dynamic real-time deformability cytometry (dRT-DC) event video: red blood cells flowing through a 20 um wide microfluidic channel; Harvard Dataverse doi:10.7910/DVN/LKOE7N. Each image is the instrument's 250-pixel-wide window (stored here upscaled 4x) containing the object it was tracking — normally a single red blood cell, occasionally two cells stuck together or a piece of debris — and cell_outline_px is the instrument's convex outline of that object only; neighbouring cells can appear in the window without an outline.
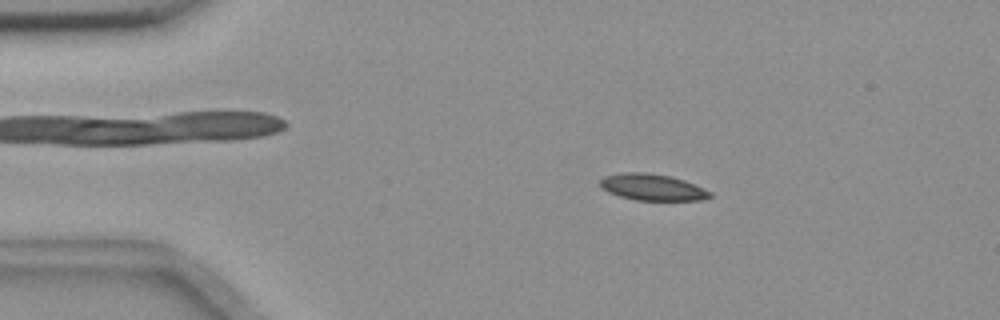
{"species": "common noctule bat (a hibernating species)", "species_latin": "Nyctalus noctula", "temperature_condition": "room temperature", "stored_images_in_passage": 49, "camera_frame_rate_fps": 3000, "um_per_image_px": 0.085, "animal": {"sex": "female", "body_mass_g": 18.4}, "frame": {"image": 1, "passage_image": 3, "time_ms": 0.667, "image_size_px": [1000, 320], "cell_outline_px": [[712, 196], [700, 200], [636, 200], [620, 196], [608, 192], [600, 188], [600, 180], [604, 176], [624, 172], [644, 172], [668, 176], [684, 180], [704, 188], [712, 192]], "centroid_in_image_um": [55.43, 15.91], "position_along_channel_um": 29.6, "area_um2": 16.88}}
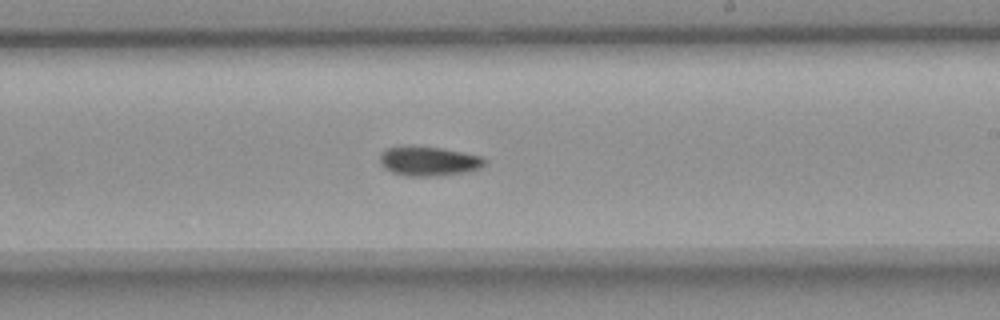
{"frame": {"image": 2, "passage_image": 26, "time_ms": 8.333, "image_size_px": [1000, 320], "cell_outline_px": [[488, 160], [480, 168], [464, 172], [432, 176], [408, 176], [392, 172], [384, 168], [380, 164], [380, 152], [388, 148], [440, 148], [484, 156]], "centroid_in_image_um": [36.47, 13.72], "position_along_channel_um": 252.5, "area_um2": 17.46}}
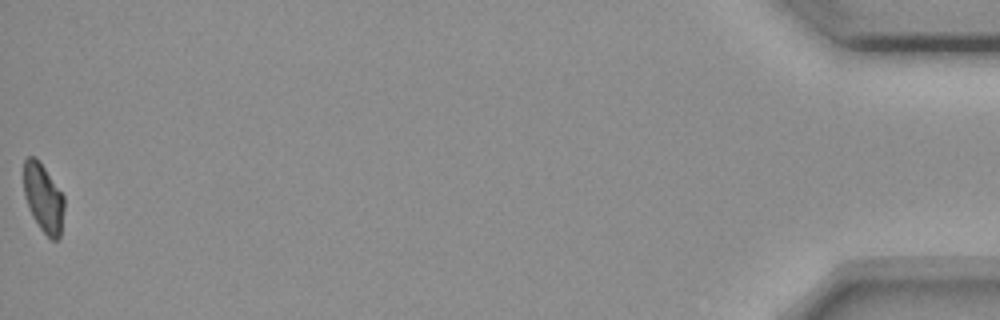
{"frame": {"image": 3, "passage_image": 49, "time_ms": 16.0, "image_size_px": [1000, 320], "cell_outline_px": [[64, 208], [60, 236], [56, 240], [52, 240], [40, 228], [32, 216], [24, 196], [24, 160], [28, 156], [36, 156], [40, 160], [64, 196]], "centroid_in_image_um": [3.68, 16.79], "position_along_channel_um": 431.5, "area_um2": 16.24}}